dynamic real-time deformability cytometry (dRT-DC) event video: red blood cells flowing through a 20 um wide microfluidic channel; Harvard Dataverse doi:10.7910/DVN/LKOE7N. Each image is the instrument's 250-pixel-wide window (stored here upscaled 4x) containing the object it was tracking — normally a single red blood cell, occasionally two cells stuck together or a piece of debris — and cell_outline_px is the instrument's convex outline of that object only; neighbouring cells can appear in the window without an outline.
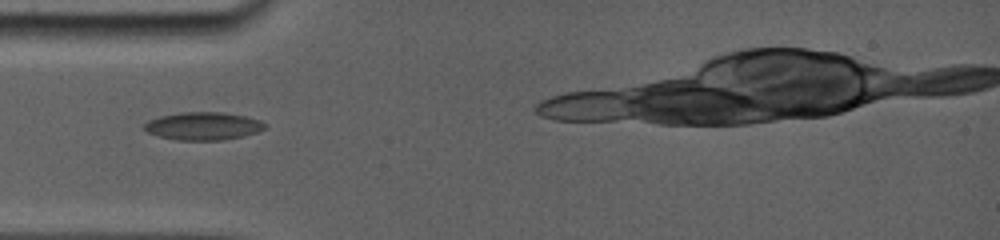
{"species": "common noctule bat (a hibernating species)", "species_latin": "Nyctalus noctula", "temperature_condition": "room temperature", "stored_images_in_passage": 9, "camera_frame_rate_fps": 5000, "um_per_image_px": 0.085, "animal": {"sex": "female", "body_mass_g": 19.0, "forearm_length_mm": 56.7}, "frame": {"image": 1, "passage_image": 1, "time_ms": 0.0, "image_size_px": [1000, 240], "cell_outline_px": [[264, 128], [240, 136], [216, 140], [180, 140], [160, 136], [148, 132], [144, 128], [144, 124], [148, 120], [160, 116], [180, 112], [220, 112], [244, 116], [260, 120], [264, 124]], "centroid_in_image_um": [17.19, 10.7], "position_along_channel_um": 67.8, "area_um2": 19.02}}